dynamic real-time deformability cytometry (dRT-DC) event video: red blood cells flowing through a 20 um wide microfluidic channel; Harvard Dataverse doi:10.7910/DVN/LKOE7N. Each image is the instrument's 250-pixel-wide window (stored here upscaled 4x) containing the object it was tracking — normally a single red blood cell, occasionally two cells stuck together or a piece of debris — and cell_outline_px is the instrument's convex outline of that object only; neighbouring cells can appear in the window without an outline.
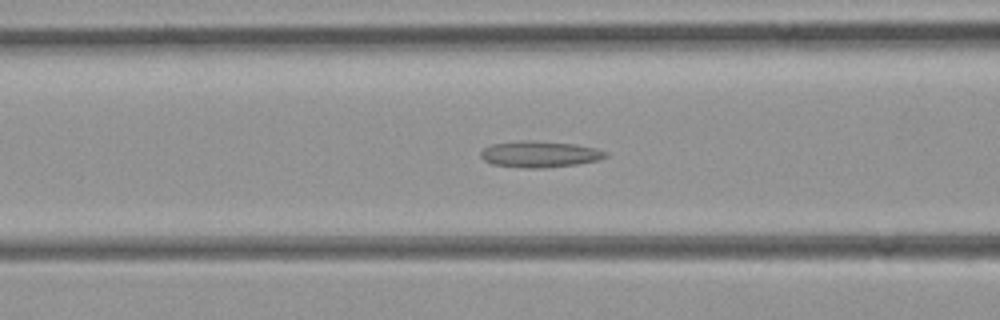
{"species": "common noctule bat (a hibernating species)", "species_latin": "Nyctalus noctula", "temperature_condition": "room temperature", "stored_images_in_passage": 49, "camera_frame_rate_fps": 3000, "um_per_image_px": 0.085, "animal": {"sex": "female", "body_mass_g": 21.9}, "frame": {"image": 1, "passage_image": 18, "time_ms": 5.667, "image_size_px": [1000, 320], "cell_outline_px": [[608, 156], [600, 160], [576, 164], [544, 168], [524, 168], [492, 164], [484, 160], [480, 156], [480, 152], [484, 148], [492, 144], [520, 140], [536, 140], [576, 144], [596, 148], [608, 152]], "centroid_in_image_um": [45.89, 13.1], "position_along_channel_um": 120.7, "area_um2": 19.36}}
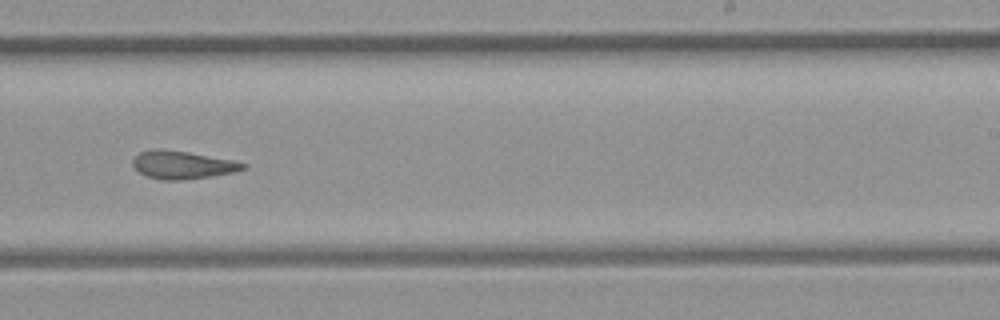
{"frame": {"image": 2, "passage_image": 29, "time_ms": 9.333, "image_size_px": [1000, 320], "cell_outline_px": [[248, 164], [244, 168], [232, 172], [212, 176], [180, 180], [160, 180], [148, 176], [140, 172], [132, 164], [132, 160], [140, 152], [152, 148], [160, 148], [188, 152], [232, 160]], "centroid_in_image_um": [15.47, 14.0], "position_along_channel_um": 273.5, "area_um2": 17.8}}
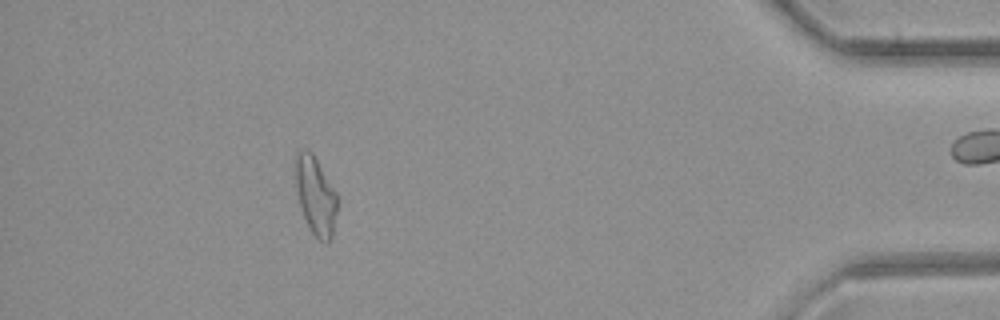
{"frame": {"image": 3, "passage_image": 43, "time_ms": 14.0, "image_size_px": [1000, 320], "cell_outline_px": [[336, 212], [332, 236], [328, 244], [324, 244], [312, 232], [304, 216], [300, 204], [296, 188], [296, 152], [300, 148], [308, 148], [312, 152], [336, 192]], "centroid_in_image_um": [26.82, 16.6], "position_along_channel_um": 408.4, "area_um2": 18.73}}